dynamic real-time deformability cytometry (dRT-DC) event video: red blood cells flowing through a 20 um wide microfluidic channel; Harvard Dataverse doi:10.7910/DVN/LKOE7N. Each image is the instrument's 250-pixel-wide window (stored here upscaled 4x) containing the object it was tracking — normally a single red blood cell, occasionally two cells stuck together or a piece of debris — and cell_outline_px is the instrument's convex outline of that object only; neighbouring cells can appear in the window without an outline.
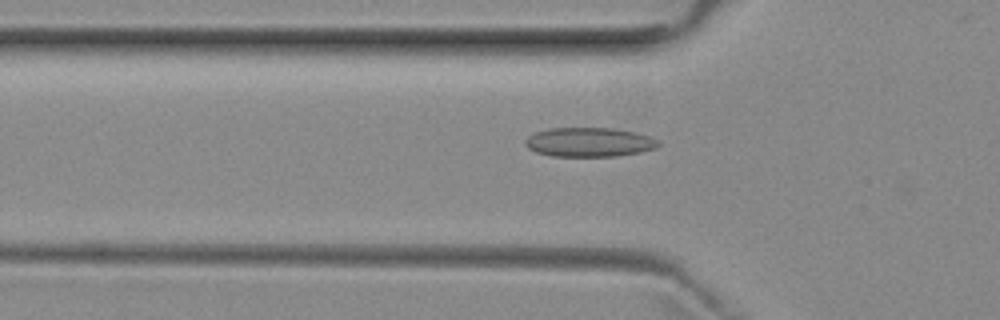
{"species": "common noctule bat (a hibernating species)", "species_latin": "Nyctalus noctula", "temperature_condition": "room temperature", "stored_images_in_passage": 53, "segment_of_instrument_passage": [1, 2], "camera_frame_rate_fps": 3000, "um_per_image_px": 0.085, "animal": {"sex": "female", "body_mass_g": 29.2, "forearm_length_mm": 56.3}, "frame": {"image": 1, "passage_image": 17, "time_ms": 5.333, "image_size_px": [1000, 320], "cell_outline_px": [[660, 144], [656, 148], [640, 152], [616, 156], [552, 156], [536, 152], [528, 148], [524, 144], [524, 140], [528, 136], [536, 132], [548, 128], [612, 128], [636, 132], [660, 140]], "centroid_in_image_um": [50.08, 12.08], "position_along_channel_um": 75.7, "area_um2": 22.77}}
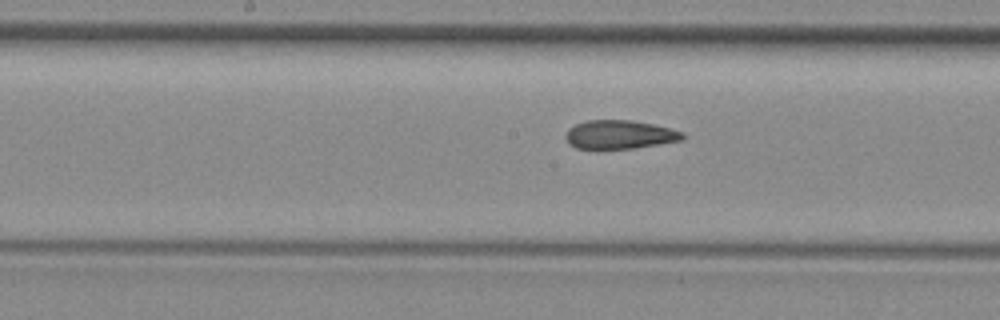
{"frame": {"image": 2, "passage_image": 26, "time_ms": 8.333, "image_size_px": [1000, 320], "cell_outline_px": [[684, 140], [636, 148], [576, 148], [568, 144], [564, 136], [568, 128], [576, 124], [588, 120], [632, 120], [652, 124], [684, 132]], "centroid_in_image_um": [52.66, 11.44], "position_along_channel_um": 195.5, "area_um2": 19.54}}
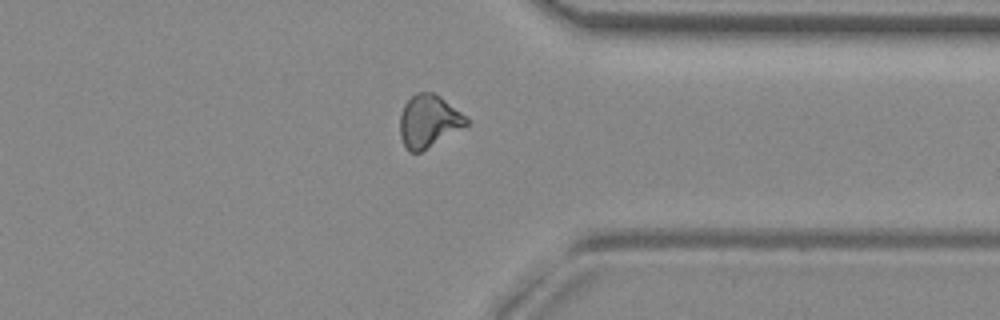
{"frame": {"image": 3, "passage_image": 40, "time_ms": 13.0, "image_size_px": [1000, 320], "cell_outline_px": [[468, 124], [420, 152], [408, 152], [400, 136], [400, 116], [404, 104], [416, 92], [432, 92], [440, 96], [460, 112], [468, 120]], "centroid_in_image_um": [36.39, 10.29], "position_along_channel_um": 375.0, "area_um2": 19.88}}